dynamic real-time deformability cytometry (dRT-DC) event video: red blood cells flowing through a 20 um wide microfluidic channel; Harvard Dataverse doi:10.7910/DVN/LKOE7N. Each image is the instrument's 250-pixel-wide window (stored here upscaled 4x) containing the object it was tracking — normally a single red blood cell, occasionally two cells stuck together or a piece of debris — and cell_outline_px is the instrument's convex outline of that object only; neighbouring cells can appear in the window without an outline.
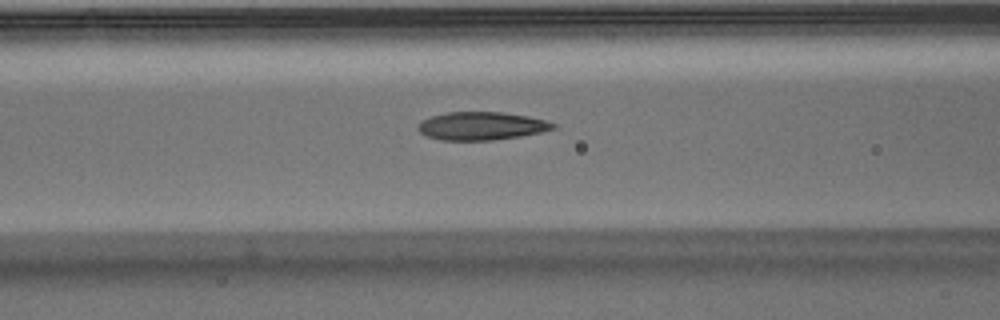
{"species": "Egyptian fruit bat (a non-hibernating species)", "species_latin": "Rousettus aegyptiacus", "temperature_condition": "warm", "stored_images_in_passage": 50, "camera_frame_rate_fps": 3000, "um_per_image_px": 0.085, "animal": {"sex": "male"}, "frame": {"image": 1, "passage_image": 20, "time_ms": 6.333, "image_size_px": [1000, 320], "cell_outline_px": [[556, 128], [540, 132], [520, 136], [492, 140], [440, 140], [428, 136], [420, 132], [416, 128], [420, 120], [432, 116], [448, 112], [500, 112], [528, 116], [544, 120], [556, 124]], "centroid_in_image_um": [40.89, 10.7], "position_along_channel_um": 125.7, "area_um2": 22.02}}
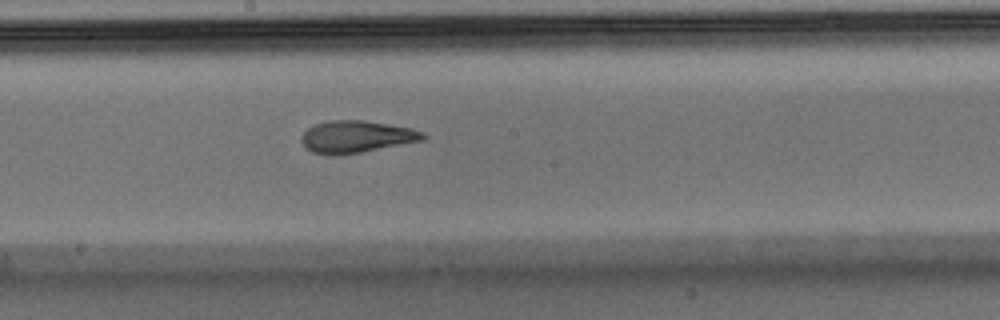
{"frame": {"image": 2, "passage_image": 27, "time_ms": 8.667, "image_size_px": [1000, 320], "cell_outline_px": [[428, 136], [424, 140], [360, 152], [332, 156], [312, 152], [300, 140], [304, 132], [308, 128], [316, 124], [328, 120], [364, 120], [412, 128], [424, 132]], "centroid_in_image_um": [30.31, 11.61], "position_along_channel_um": 217.9, "area_um2": 22.66}}
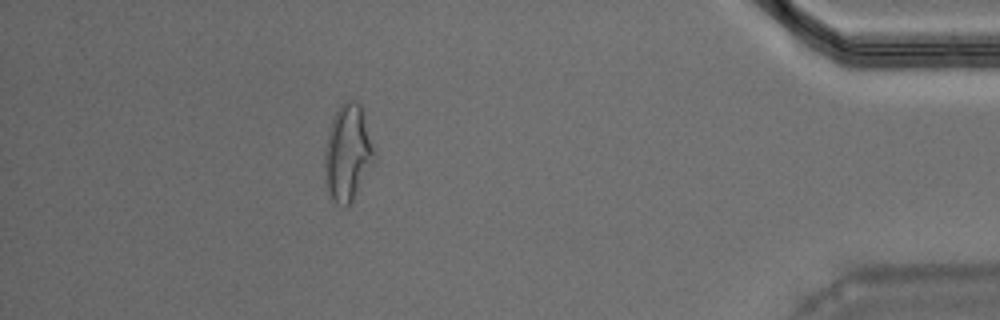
{"frame": {"image": 3, "passage_image": 45, "time_ms": 14.667, "image_size_px": [1000, 320], "cell_outline_px": [[376, 160], [348, 208], [336, 204], [332, 200], [328, 192], [324, 180], [324, 152], [328, 132], [332, 120], [340, 104], [344, 100], [356, 100], [360, 104], [376, 148]], "centroid_in_image_um": [29.57, 13.02], "position_along_channel_um": 405.6, "area_um2": 28.61}, "authors_computed_cell_mechanics": {"area_um2": 22.4842, "velocity_mm_per_s": 3.9481, "shape_relaxation_time_tau1_ms": null, "shape_relaxation_time_tau2_ms": 1.7675, "deformation_change_tau1": null, "deformation_change_tau2": 0.0913}}